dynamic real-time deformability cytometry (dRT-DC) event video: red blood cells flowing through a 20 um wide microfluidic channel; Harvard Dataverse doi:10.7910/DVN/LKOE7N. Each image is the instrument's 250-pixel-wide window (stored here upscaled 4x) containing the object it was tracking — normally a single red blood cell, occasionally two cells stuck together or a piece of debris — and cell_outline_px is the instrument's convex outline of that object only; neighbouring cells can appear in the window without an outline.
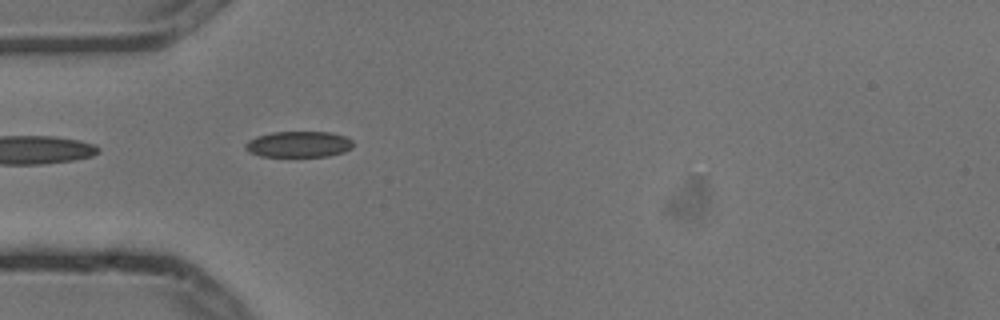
{"species": "common noctule bat (a hibernating species)", "species_latin": "Nyctalus noctula", "temperature_condition": "cold", "stored_images_in_passage": 3, "camera_frame_rate_fps": 3000, "um_per_image_px": 0.085, "animal": {"sex": "male", "body_mass_g": 13.3}, "frame": {"image": 1, "passage_image": 2, "time_ms": 0.333, "image_size_px": [1000, 320], "cell_outline_px": [[352, 148], [344, 152], [328, 156], [260, 156], [248, 152], [244, 148], [244, 144], [248, 140], [256, 136], [272, 132], [332, 132], [344, 136], [352, 140]], "centroid_in_image_um": [25.36, 12.26], "position_along_channel_um": 59.6, "area_um2": 16.42}}
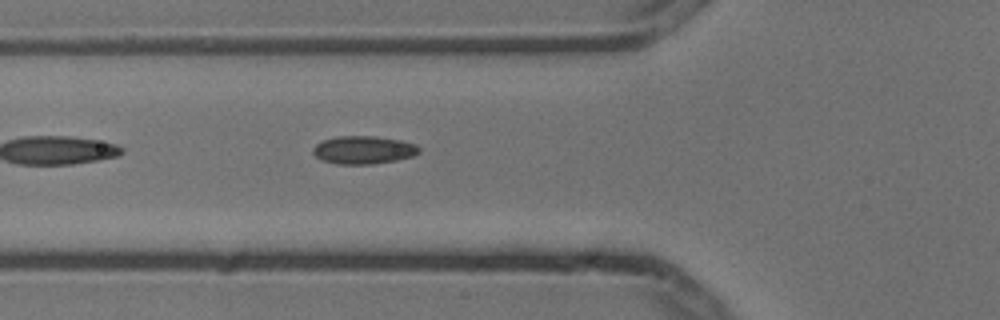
{"frame": {"image": 2, "passage_image": 3, "time_ms": 0.667, "image_size_px": [1000, 320], "cell_outline_px": [[420, 152], [412, 156], [396, 160], [372, 164], [336, 164], [320, 160], [312, 152], [312, 148], [316, 144], [324, 140], [336, 136], [376, 136], [400, 140], [416, 144], [420, 148]], "centroid_in_image_um": [30.88, 12.74], "position_along_channel_um": 94.9, "area_um2": 17.4}}